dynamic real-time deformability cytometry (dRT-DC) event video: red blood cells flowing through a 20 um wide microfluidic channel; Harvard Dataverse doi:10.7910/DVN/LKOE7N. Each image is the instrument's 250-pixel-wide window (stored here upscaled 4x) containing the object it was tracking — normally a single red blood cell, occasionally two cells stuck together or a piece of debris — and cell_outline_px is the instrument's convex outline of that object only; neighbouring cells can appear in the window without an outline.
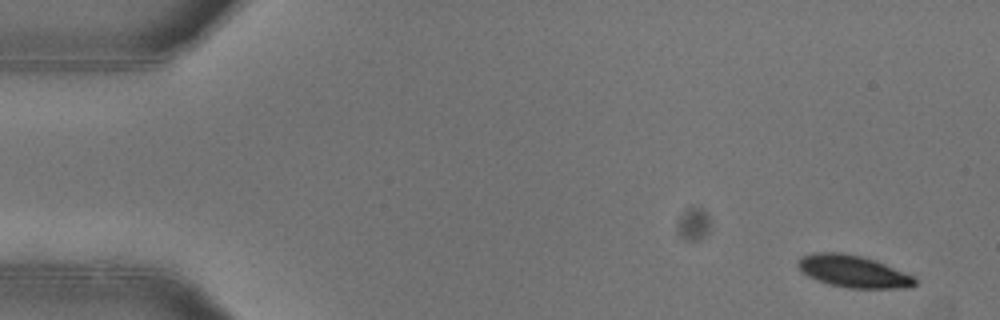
{"species": "common noctule bat (a hibernating species)", "species_latin": "Nyctalus noctula", "temperature_condition": "warm", "stored_images_in_passage": 47, "camera_frame_rate_fps": 3000, "um_per_image_px": 0.085, "animal": {"sex": "female"}, "frame": {"image": 1, "passage_image": 3, "time_ms": 0.667, "image_size_px": [1000, 320], "cell_outline_px": [[916, 284], [900, 288], [848, 288], [828, 284], [808, 276], [796, 264], [800, 256], [812, 252], [844, 252], [876, 260], [916, 276]], "centroid_in_image_um": [72.52, 23.05], "position_along_channel_um": 12.5, "area_um2": 22.02}}
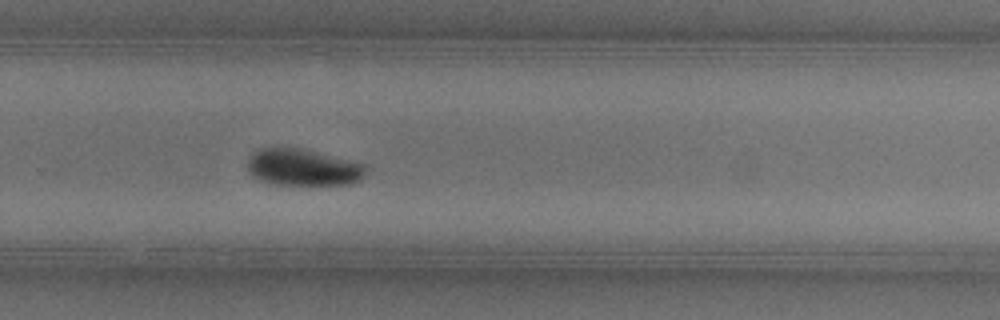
{"frame": {"image": 2, "passage_image": 35, "time_ms": 11.333, "image_size_px": [1000, 320], "cell_outline_px": [[368, 172], [360, 180], [352, 184], [268, 184], [256, 180], [248, 172], [248, 160], [260, 148], [300, 148], [364, 164], [368, 168]], "centroid_in_image_um": [25.75, 14.25], "position_along_channel_um": 304.0, "area_um2": 25.26}}
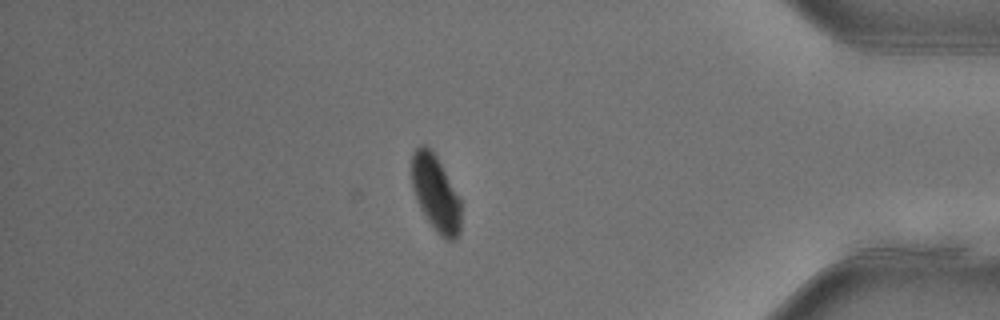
{"frame": {"image": 3, "passage_image": 45, "time_ms": 14.667, "image_size_px": [1000, 320], "cell_outline_px": [[460, 232], [456, 240], [444, 240], [440, 236], [428, 220], [420, 208], [412, 188], [412, 152], [420, 144], [424, 144], [432, 148], [460, 200]], "centroid_in_image_um": [37.02, 16.42], "position_along_channel_um": 398.2, "area_um2": 21.73}, "authors_computed_cell_mechanics": {"area_um2": 24.854, "velocity_mm_per_s": 3.936, "shape_relaxation_time_tau1_ms": 3.1048, "shape_relaxation_time_tau2_ms": 5.8404, "deformation_change_tau1": 0.1252, "deformation_change_tau2": 0.067}}